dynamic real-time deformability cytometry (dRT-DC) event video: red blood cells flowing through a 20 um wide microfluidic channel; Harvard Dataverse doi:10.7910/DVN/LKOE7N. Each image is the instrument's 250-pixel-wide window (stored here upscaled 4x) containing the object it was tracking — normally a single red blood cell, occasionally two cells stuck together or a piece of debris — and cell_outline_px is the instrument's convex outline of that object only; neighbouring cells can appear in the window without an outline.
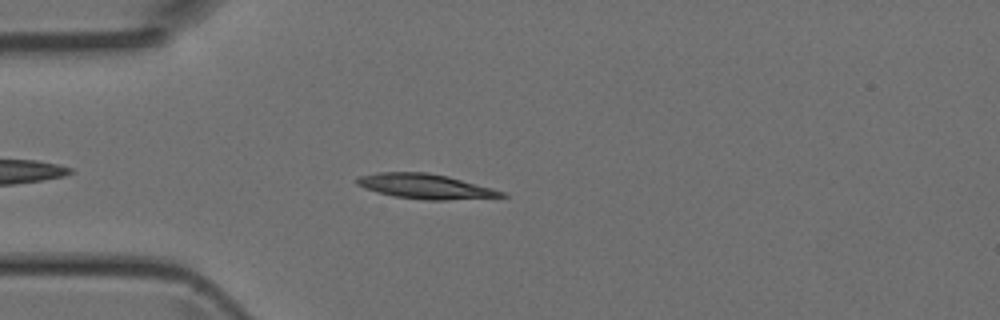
{"species": "Egyptian fruit bat (a non-hibernating species)", "species_latin": "Rousettus aegyptiacus", "temperature_condition": "room temperature", "stored_images_in_passage": 39, "camera_frame_rate_fps": 3000, "um_per_image_px": 0.085, "animal": {"sex": "female"}, "frame": {"image": 1, "passage_image": 5, "time_ms": 1.333, "image_size_px": [1000, 320], "cell_outline_px": [[508, 196], [444, 200], [424, 200], [396, 196], [376, 192], [364, 188], [356, 184], [356, 180], [360, 176], [380, 172], [428, 172], [448, 176], [492, 188], [504, 192]], "centroid_in_image_um": [36.14, 15.83], "position_along_channel_um": 48.9, "area_um2": 20.75}}
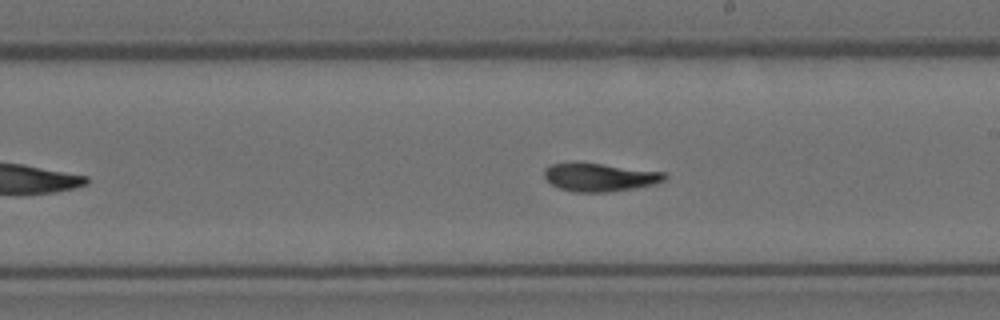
{"frame": {"image": 2, "passage_image": 19, "time_ms": 6.0, "image_size_px": [1000, 320], "cell_outline_px": [[668, 176], [664, 180], [656, 184], [608, 192], [572, 192], [560, 188], [552, 184], [544, 176], [544, 168], [552, 164], [600, 164], [664, 172]], "centroid_in_image_um": [51.0, 15.09], "position_along_channel_um": 238.0, "area_um2": 19.25}}
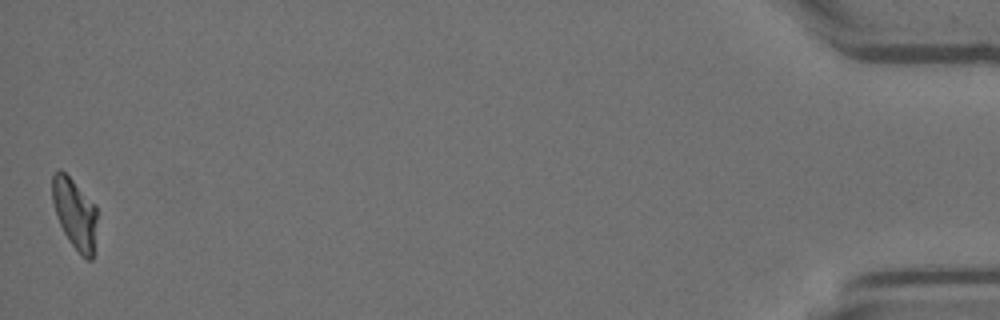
{"frame": {"image": 3, "passage_image": 39, "time_ms": 12.667, "image_size_px": [1000, 320], "cell_outline_px": [[96, 220], [92, 260], [88, 260], [80, 256], [64, 232], [60, 224], [52, 200], [52, 176], [60, 168], [96, 204]], "centroid_in_image_um": [6.36, 18.14], "position_along_channel_um": 428.8, "area_um2": 18.09}}